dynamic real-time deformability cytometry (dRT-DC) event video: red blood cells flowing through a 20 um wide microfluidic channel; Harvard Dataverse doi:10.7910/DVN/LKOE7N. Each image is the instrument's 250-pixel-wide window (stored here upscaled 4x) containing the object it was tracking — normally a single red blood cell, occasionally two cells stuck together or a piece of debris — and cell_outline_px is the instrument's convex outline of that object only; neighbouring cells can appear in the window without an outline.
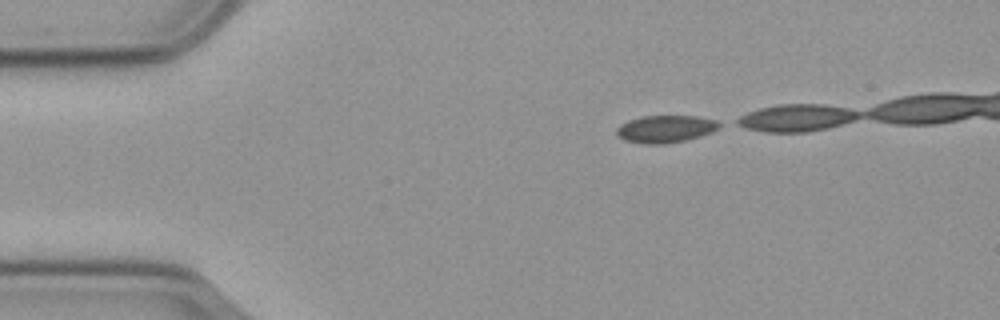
{"species": "common noctule bat (a hibernating species)", "species_latin": "Nyctalus noctula", "temperature_condition": "cold", "stored_images_in_passage": 15, "camera_frame_rate_fps": 3000, "um_per_image_px": 0.085, "animal": {"sex": "male", "body_mass_g": 23.1, "forearm_length_mm": 52.7}, "frame": {"image": 1, "passage_image": 1, "time_ms": 0.0, "image_size_px": [1000, 320], "cell_outline_px": [[724, 124], [712, 132], [700, 136], [684, 140], [664, 144], [648, 144], [624, 140], [616, 136], [616, 128], [620, 124], [628, 120], [640, 116], [696, 116], [716, 120]], "centroid_in_image_um": [56.55, 10.95], "position_along_channel_um": 28.4, "area_um2": 16.47}}
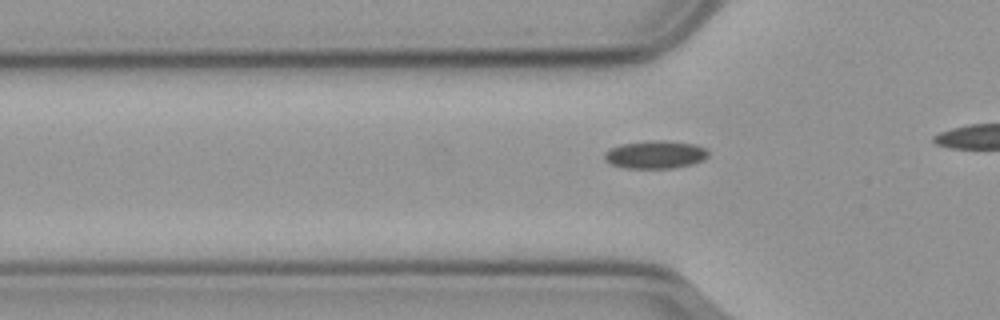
{"frame": {"image": 2, "passage_image": 9, "time_ms": 2.667, "image_size_px": [1000, 320], "cell_outline_px": [[708, 156], [704, 160], [692, 164], [672, 168], [628, 168], [612, 164], [604, 156], [604, 152], [620, 144], [656, 140], [664, 140], [696, 144], [708, 148]], "centroid_in_image_um": [55.77, 13.13], "position_along_channel_um": 70.0, "area_um2": 16.82}}
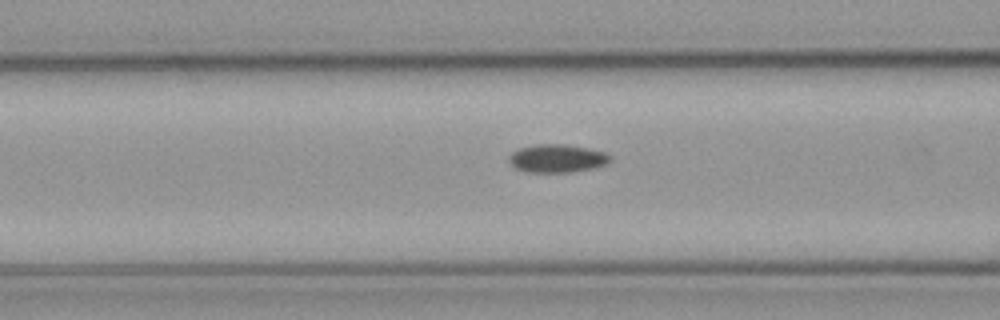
{"frame": {"image": 3, "passage_image": 13, "time_ms": 4.0, "image_size_px": [1000, 320], "cell_outline_px": [[612, 160], [608, 164], [596, 168], [572, 172], [528, 172], [516, 168], [508, 160], [508, 156], [512, 152], [520, 148], [536, 144], [564, 144], [588, 148], [604, 152], [612, 156]], "centroid_in_image_um": [47.4, 13.47], "position_along_channel_um": 119.2, "area_um2": 16.76}}